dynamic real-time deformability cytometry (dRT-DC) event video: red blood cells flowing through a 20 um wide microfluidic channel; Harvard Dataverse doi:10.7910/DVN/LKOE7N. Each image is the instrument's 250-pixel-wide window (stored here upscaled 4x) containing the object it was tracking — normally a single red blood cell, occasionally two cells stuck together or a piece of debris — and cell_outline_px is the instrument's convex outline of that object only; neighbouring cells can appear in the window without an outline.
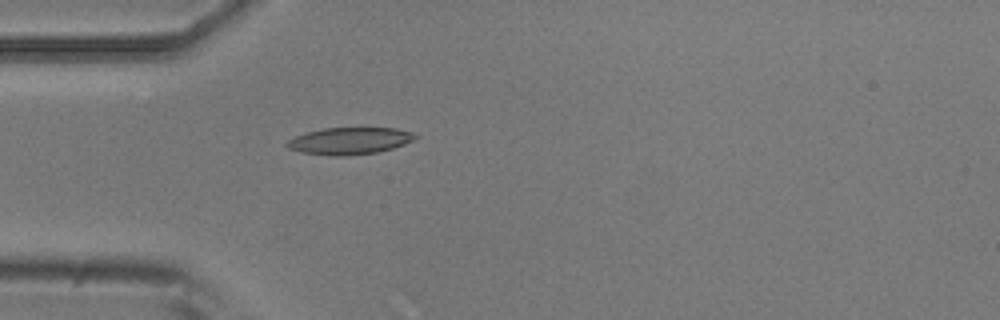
{"species": "common noctule bat (a hibernating species)", "species_latin": "Nyctalus noctula", "temperature_condition": "room temperature", "stored_images_in_passage": 2, "camera_frame_rate_fps": 3000, "um_per_image_px": 0.085, "animal": {"sex": "male", "body_mass_g": 20.5, "forearm_length_mm": 52.5}, "frame": {"image": 1, "passage_image": 2, "time_ms": 0.333, "image_size_px": [1000, 320], "cell_outline_px": [[420, 136], [404, 144], [392, 148], [376, 152], [348, 156], [328, 156], [304, 152], [288, 148], [284, 144], [288, 140], [296, 136], [308, 132], [324, 128], [396, 128], [412, 132]], "centroid_in_image_um": [29.72, 11.97], "position_along_channel_um": 55.3, "area_um2": 20.06}}